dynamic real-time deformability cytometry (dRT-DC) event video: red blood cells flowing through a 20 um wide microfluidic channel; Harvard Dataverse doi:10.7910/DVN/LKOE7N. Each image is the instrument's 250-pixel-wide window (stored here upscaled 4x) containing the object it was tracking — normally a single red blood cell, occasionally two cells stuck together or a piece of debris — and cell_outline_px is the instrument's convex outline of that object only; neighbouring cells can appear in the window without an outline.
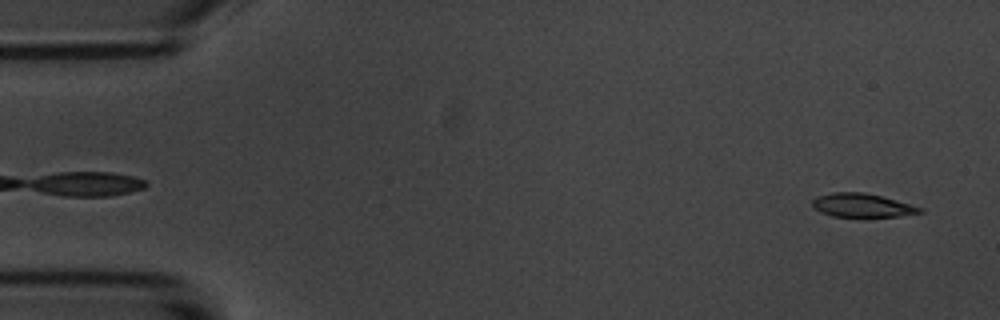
{"species": "common noctule bat (a hibernating species)", "species_latin": "Nyctalus noctula", "temperature_condition": "room temperature", "stored_images_in_passage": 55, "camera_frame_rate_fps": 3000, "um_per_image_px": 0.085, "animal": {"sex": "male", "body_mass_g": 20.1, "forearm_length_mm": 53.5}, "frame": {"image": 1, "passage_image": 2, "time_ms": 0.333, "image_size_px": [1000, 320], "cell_outline_px": [[924, 212], [900, 216], [864, 220], [832, 216], [820, 212], [812, 204], [812, 200], [816, 196], [832, 192], [864, 192], [896, 200], [924, 208]], "centroid_in_image_um": [73.3, 17.51], "position_along_channel_um": 11.7, "area_um2": 15.66}}
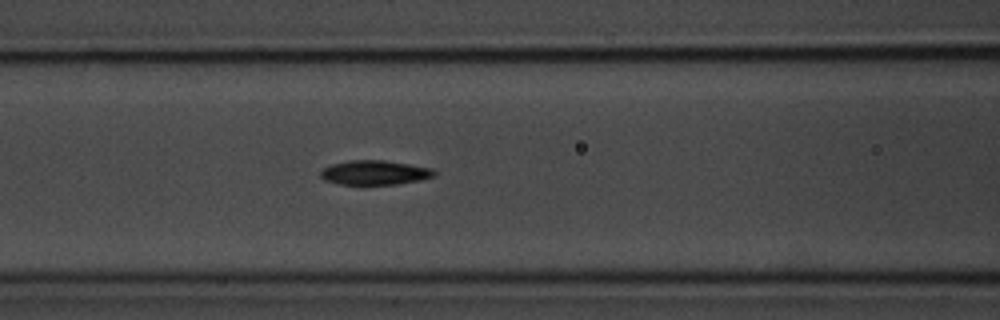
{"frame": {"image": 2, "passage_image": 22, "time_ms": 7.0, "image_size_px": [1000, 320], "cell_outline_px": [[436, 176], [420, 180], [396, 184], [340, 184], [324, 180], [320, 176], [320, 172], [324, 168], [332, 164], [348, 160], [384, 160], [432, 168], [436, 172]], "centroid_in_image_um": [31.86, 14.67], "position_along_channel_um": 134.7, "area_um2": 16.13}}
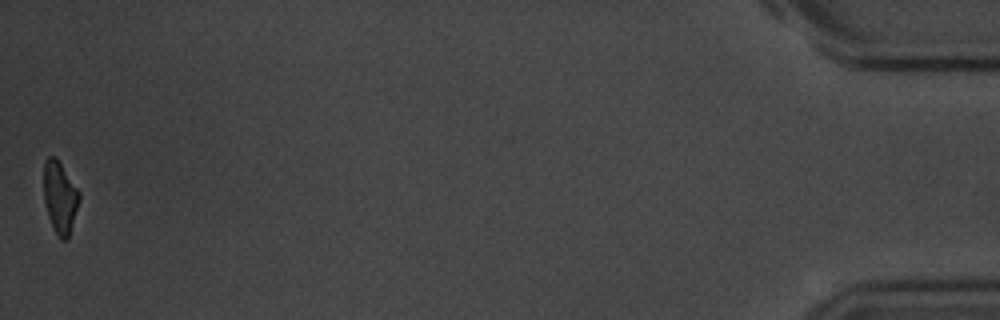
{"frame": {"image": 3, "passage_image": 55, "time_ms": 18.0, "image_size_px": [1000, 320], "cell_outline_px": [[80, 200], [68, 240], [60, 240], [48, 216], [44, 200], [44, 160], [48, 156], [56, 156], [80, 192]], "centroid_in_image_um": [5.1, 16.76], "position_along_channel_um": 430.1, "area_um2": 14.97}, "authors_computed_cell_mechanics": {"area_um2": 16.184, "velocity_mm_per_s": 3.5637, "shape_relaxation_time_tau1_ms": 2.8499, "shape_relaxation_time_tau2_ms": 8.0446, "deformation_change_tau1": 0.1356, "deformation_change_tau2": 0.145}}